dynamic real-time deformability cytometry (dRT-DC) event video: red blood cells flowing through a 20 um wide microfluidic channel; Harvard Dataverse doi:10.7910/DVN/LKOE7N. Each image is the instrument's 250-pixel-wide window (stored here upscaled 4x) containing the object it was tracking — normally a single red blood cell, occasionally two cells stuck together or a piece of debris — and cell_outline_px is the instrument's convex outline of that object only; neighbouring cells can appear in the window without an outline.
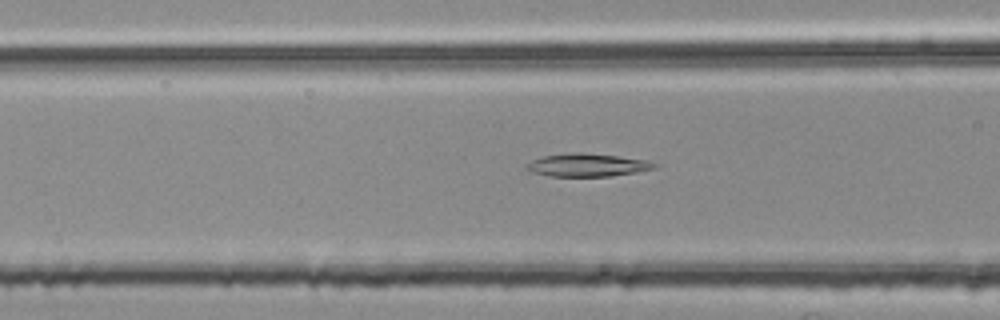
{"species": "common noctule bat (a hibernating species)", "species_latin": "Nyctalus noctula", "temperature_condition": "room temperature", "stored_images_in_passage": 54, "segment_of_instrument_passage": [2, 2], "camera_frame_rate_fps": 3000, "um_per_image_px": 0.085, "animal": {"sex": "female", "body_mass_g": 25.1}, "frame": {"image": 1, "passage_image": 21, "time_ms": 6.667, "image_size_px": [1000, 320], "cell_outline_px": [[660, 164], [656, 168], [636, 172], [608, 176], [548, 176], [532, 172], [524, 168], [524, 164], [532, 160], [544, 156], [568, 152], [580, 152], [616, 156], [648, 160]], "centroid_in_image_um": [49.9, 14.02], "position_along_channel_um": 116.7, "area_um2": 17.22}}
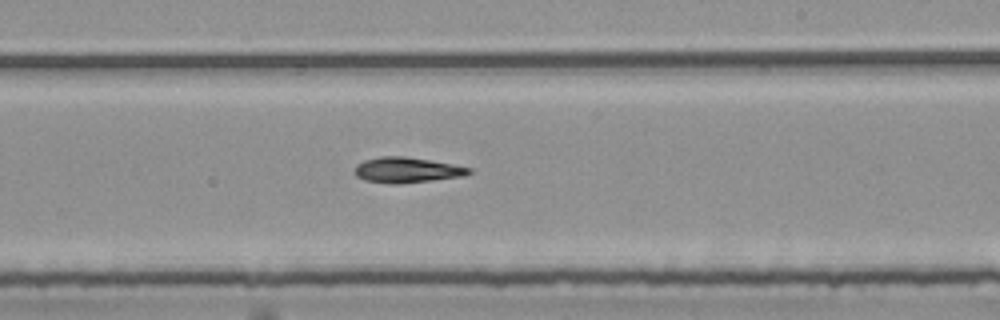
{"frame": {"image": 2, "passage_image": 32, "time_ms": 10.333, "image_size_px": [1000, 320], "cell_outline_px": [[472, 172], [464, 176], [432, 180], [392, 184], [364, 180], [356, 176], [356, 164], [364, 160], [380, 156], [404, 156], [452, 164], [472, 168]], "centroid_in_image_um": [34.58, 14.44], "position_along_channel_um": 254.4, "area_um2": 16.76}}
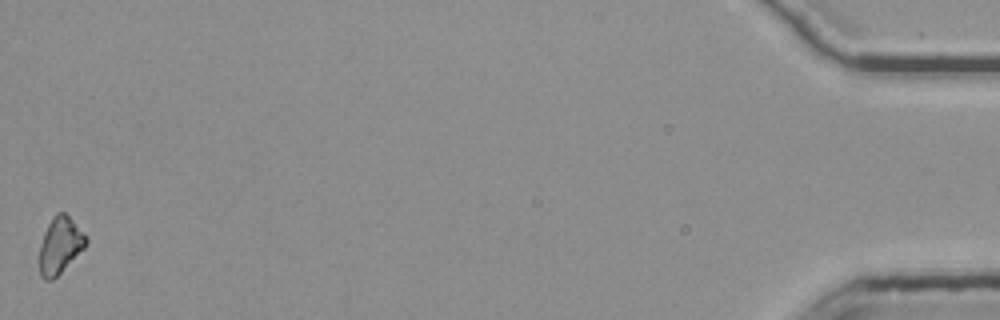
{"frame": {"image": 3, "passage_image": 54, "time_ms": 17.667, "image_size_px": [1000, 320], "cell_outline_px": [[88, 244], [52, 280], [44, 280], [40, 276], [40, 244], [44, 232], [52, 216], [56, 212], [64, 212], [88, 236]], "centroid_in_image_um": [5.11, 20.83], "position_along_channel_um": 430.1, "area_um2": 15.26}}